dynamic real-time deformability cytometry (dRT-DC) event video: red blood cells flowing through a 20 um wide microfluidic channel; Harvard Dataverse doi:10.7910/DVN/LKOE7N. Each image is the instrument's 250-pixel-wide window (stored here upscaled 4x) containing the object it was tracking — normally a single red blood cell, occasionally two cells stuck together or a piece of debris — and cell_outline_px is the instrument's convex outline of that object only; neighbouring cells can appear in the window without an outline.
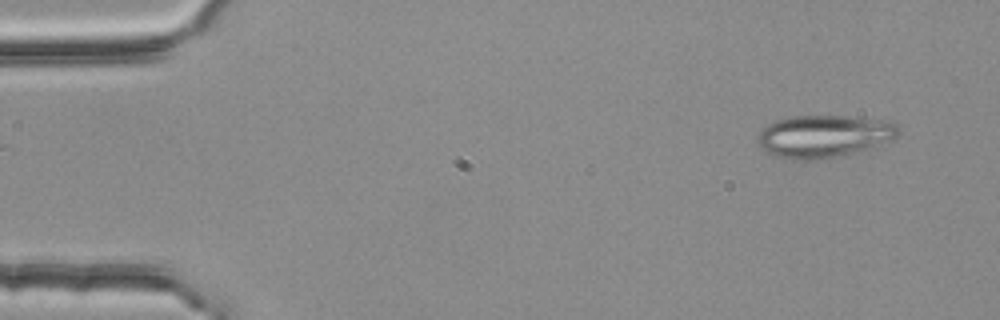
{"species": "common noctule bat (a hibernating species)", "species_latin": "Nyctalus noctula", "temperature_condition": "room temperature", "stored_images_in_passage": 4, "camera_frame_rate_fps": 3000, "um_per_image_px": 0.085, "animal": {"sex": "female", "body_mass_g": 25.1}, "frame": {"image": 1, "passage_image": 4, "time_ms": 1.0, "image_size_px": [1000, 320], "cell_outline_px": [[900, 132], [896, 136], [872, 148], [812, 160], [804, 160], [776, 156], [764, 152], [756, 140], [756, 136], [768, 124], [776, 120], [788, 116], [844, 116], [888, 120], [896, 124], [900, 128]], "centroid_in_image_um": [70.0, 11.56], "position_along_channel_um": 15.0, "area_um2": 34.56}}